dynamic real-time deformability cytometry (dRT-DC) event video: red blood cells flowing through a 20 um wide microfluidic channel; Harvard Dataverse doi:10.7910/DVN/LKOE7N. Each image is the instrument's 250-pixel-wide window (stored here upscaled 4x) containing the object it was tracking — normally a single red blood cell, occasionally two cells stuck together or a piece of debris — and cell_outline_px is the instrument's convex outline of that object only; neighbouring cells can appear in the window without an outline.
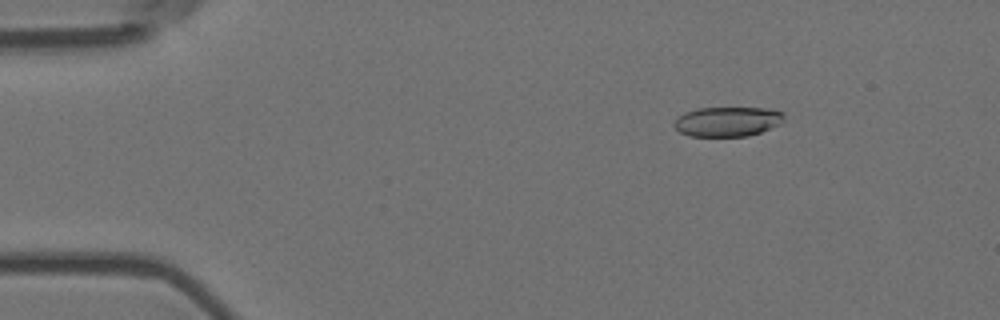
{"species": "Egyptian fruit bat (a non-hibernating species)", "species_latin": "Rousettus aegyptiacus", "temperature_condition": "room temperature", "stored_images_in_passage": 55, "camera_frame_rate_fps": 3000, "um_per_image_px": 0.085, "animal": {"sex": "female"}, "frame": {"image": 1, "passage_image": 8, "time_ms": 2.333, "image_size_px": [1000, 320], "cell_outline_px": [[784, 120], [780, 124], [760, 132], [748, 136], [688, 136], [680, 132], [672, 124], [684, 112], [696, 108], [764, 108], [784, 112]], "centroid_in_image_um": [61.83, 10.33], "position_along_channel_um": 23.2, "area_um2": 19.02}}
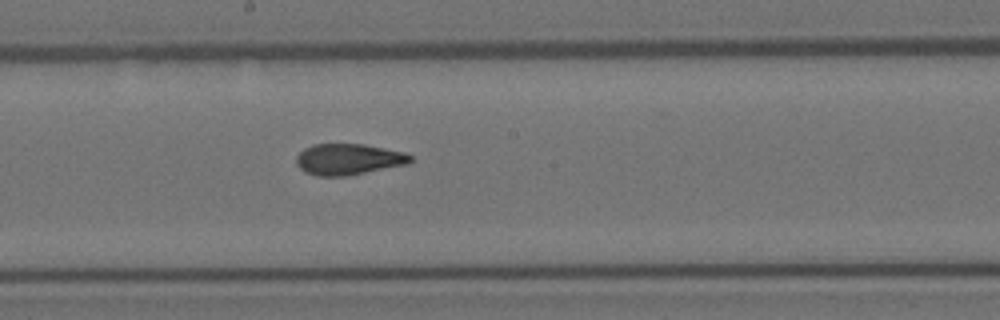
{"frame": {"image": 2, "passage_image": 30, "time_ms": 9.667, "image_size_px": [1000, 320], "cell_outline_px": [[412, 160], [408, 164], [344, 176], [316, 176], [304, 172], [296, 164], [296, 156], [304, 148], [316, 144], [364, 144], [404, 152], [412, 156]], "centroid_in_image_um": [29.59, 13.54], "position_along_channel_um": 218.6, "area_um2": 20.63}}
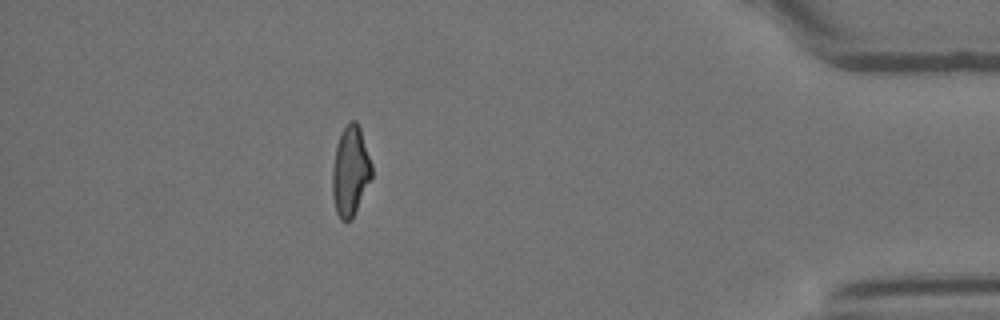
{"frame": {"image": 3, "passage_image": 49, "time_ms": 16.0, "image_size_px": [1000, 320], "cell_outline_px": [[372, 176], [352, 220], [340, 220], [336, 212], [332, 196], [332, 172], [336, 144], [340, 132], [352, 120], [356, 120], [360, 128], [372, 164]], "centroid_in_image_um": [29.77, 14.55], "position_along_channel_um": 405.4, "area_um2": 20.63}, "authors_computed_cell_mechanics": {"area_um2": 20.7502, "velocity_mm_per_s": 3.712, "shape_relaxation_time_tau1_ms": 6.3048, "shape_relaxation_time_tau2_ms": 2.0483, "deformation_change_tau1": 0.1946, "deformation_change_tau2": 0.0859}}